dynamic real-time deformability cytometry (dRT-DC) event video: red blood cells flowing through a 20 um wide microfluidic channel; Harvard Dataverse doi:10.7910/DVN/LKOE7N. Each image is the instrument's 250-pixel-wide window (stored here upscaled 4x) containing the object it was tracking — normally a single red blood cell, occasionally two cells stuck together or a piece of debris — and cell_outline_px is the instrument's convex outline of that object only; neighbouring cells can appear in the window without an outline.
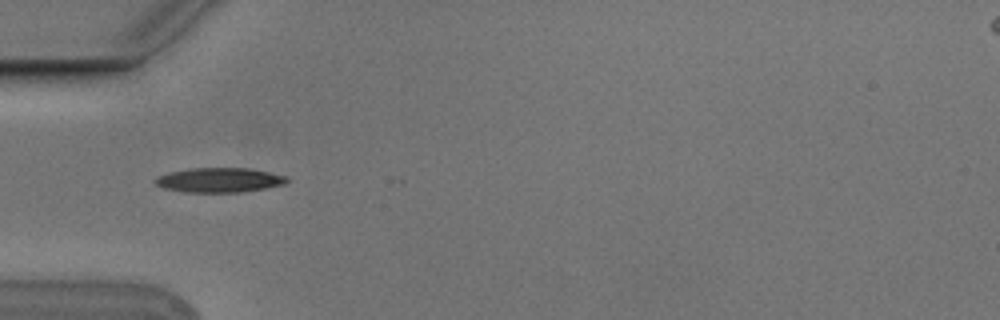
{"species": "Egyptian fruit bat (a non-hibernating species)", "species_latin": "Rousettus aegyptiacus", "temperature_condition": "cold", "stored_images_in_passage": 5, "camera_frame_rate_fps": 3000, "um_per_image_px": 0.085, "animal": {"sex": "male"}, "frame": {"image": 1, "passage_image": 5, "time_ms": 1.333, "image_size_px": [1000, 320], "cell_outline_px": [[288, 180], [284, 184], [264, 188], [240, 192], [184, 192], [164, 188], [156, 184], [152, 180], [156, 176], [168, 172], [192, 168], [248, 168], [288, 176]], "centroid_in_image_um": [18.59, 15.3], "position_along_channel_um": 66.4, "area_um2": 18.84}}